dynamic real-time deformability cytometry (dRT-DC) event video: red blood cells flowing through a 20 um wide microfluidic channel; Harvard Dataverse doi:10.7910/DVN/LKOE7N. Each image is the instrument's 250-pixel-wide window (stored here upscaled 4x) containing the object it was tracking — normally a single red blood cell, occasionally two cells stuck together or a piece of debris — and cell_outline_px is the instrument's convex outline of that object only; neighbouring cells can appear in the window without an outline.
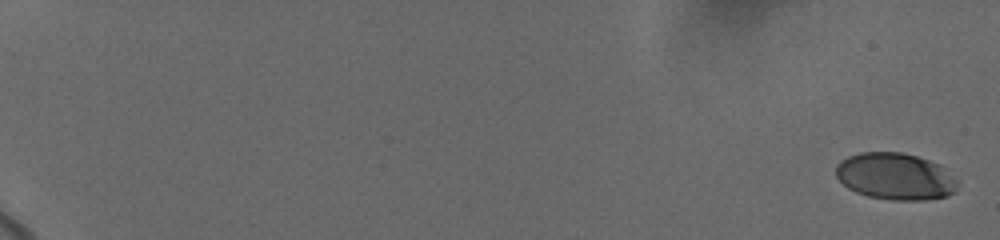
{"species": "human", "species_latin": "Homo sapiens", "temperature_condition": "cold", "stored_images_in_passage": 21, "camera_frame_rate_fps": 3000, "um_per_image_px": 0.085, "donor": {"sex": "female"}, "frame": {"image": 1, "passage_image": 1, "time_ms": 0.0, "image_size_px": [1000, 240], "cell_outline_px": [[956, 192], [948, 196], [924, 200], [892, 200], [868, 196], [856, 192], [848, 188], [836, 176], [836, 164], [840, 160], [848, 156], [860, 152], [900, 152], [916, 156], [940, 164], [956, 180]], "centroid_in_image_um": [76.08, 14.99], "position_along_channel_um": 8.9, "area_um2": 33.18}}
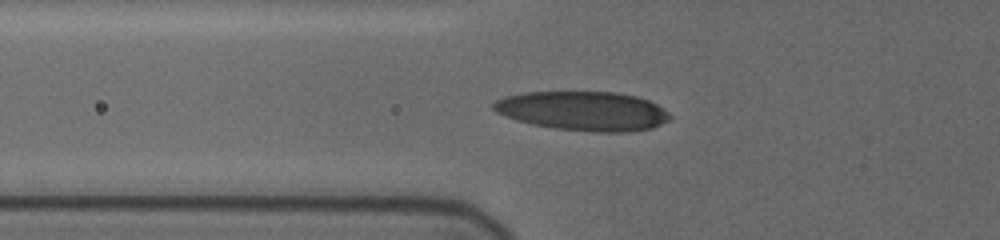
{"frame": {"image": 2, "passage_image": 18, "time_ms": 8.0, "image_size_px": [1000, 240], "cell_outline_px": [[672, 116], [668, 120], [652, 128], [624, 132], [592, 132], [552, 128], [532, 124], [516, 120], [496, 112], [492, 108], [492, 104], [496, 100], [504, 96], [524, 92], [616, 92], [636, 96], [648, 100], [664, 108]], "centroid_in_image_um": [49.55, 9.43], "position_along_channel_um": 76.2, "area_um2": 40.46}}
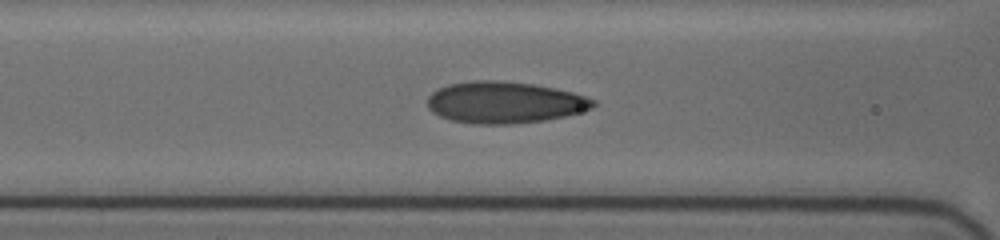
{"frame": {"image": 3, "passage_image": 21, "time_ms": 9.333, "image_size_px": [1000, 240], "cell_outline_px": [[596, 104], [592, 108], [564, 116], [544, 120], [512, 124], [472, 124], [452, 120], [440, 116], [432, 112], [428, 108], [428, 96], [432, 92], [448, 84], [472, 80], [496, 80], [532, 84], [556, 88], [572, 92], [596, 100]], "centroid_in_image_um": [42.87, 8.7], "position_along_channel_um": 123.7, "area_um2": 40.17}}